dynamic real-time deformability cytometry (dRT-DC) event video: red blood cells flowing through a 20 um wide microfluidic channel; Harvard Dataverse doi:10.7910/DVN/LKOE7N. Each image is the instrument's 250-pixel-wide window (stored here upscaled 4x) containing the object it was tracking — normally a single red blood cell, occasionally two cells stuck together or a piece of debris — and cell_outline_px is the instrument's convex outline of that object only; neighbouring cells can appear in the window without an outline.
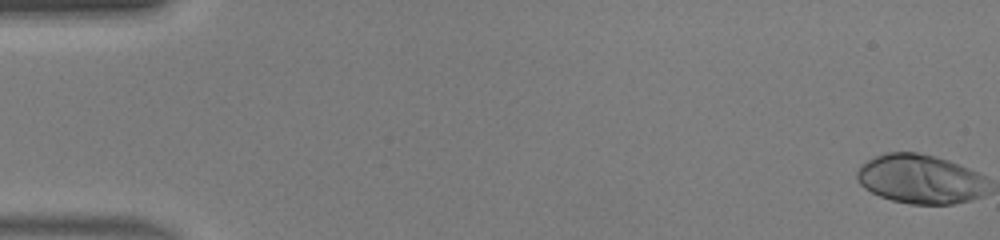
{"species": "human", "species_latin": "Homo sapiens", "temperature_condition": "warm", "stored_images_in_passage": 51, "camera_frame_rate_fps": 3000, "um_per_image_px": 0.085, "donor": {"sex": "male"}, "frame": {"image": 1, "passage_image": 1, "time_ms": 0.0, "image_size_px": [1000, 240], "cell_outline_px": [[968, 196], [960, 200], [944, 204], [920, 204], [896, 200], [884, 196], [868, 188], [860, 180], [860, 172], [872, 160], [880, 156], [896, 152], [908, 152], [928, 156], [940, 160], [948, 164]], "centroid_in_image_um": [77.59, 15.22], "position_along_channel_um": 7.4, "area_um2": 29.36}}
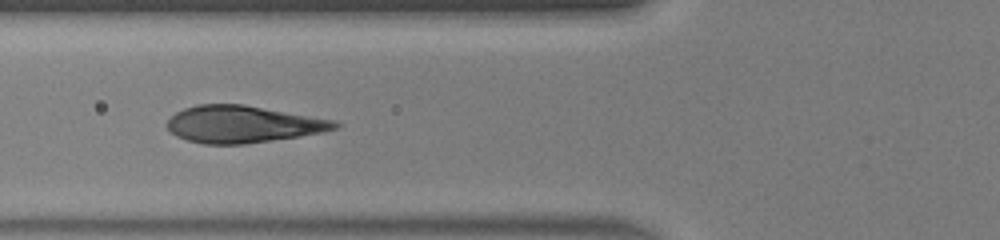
{"frame": {"image": 2, "passage_image": 20, "time_ms": 6.333, "image_size_px": [1000, 240], "cell_outline_px": [[336, 124], [332, 128], [292, 136], [236, 144], [212, 144], [192, 140], [180, 136], [168, 128], [168, 124], [180, 112], [188, 108], [204, 104], [236, 104], [320, 120]], "centroid_in_image_um": [20.42, 10.56], "position_along_channel_um": 105.4, "area_um2": 32.37}}
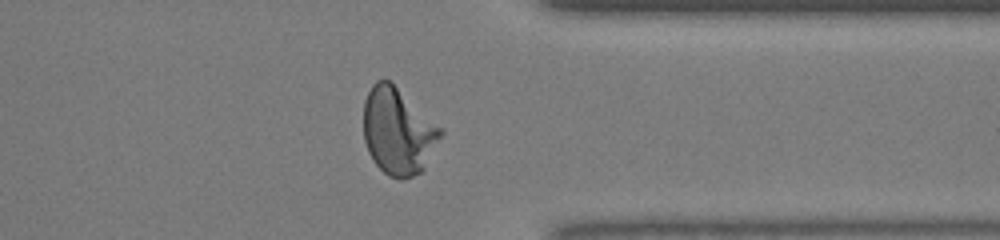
{"frame": {"image": 3, "passage_image": 40, "time_ms": 13.0, "image_size_px": [1000, 240], "cell_outline_px": [[440, 132], [420, 172], [408, 176], [392, 176], [384, 172], [376, 164], [368, 148], [364, 136], [364, 104], [368, 92], [380, 80], [388, 80]], "centroid_in_image_um": [33.71, 11.17], "position_along_channel_um": 377.7, "area_um2": 35.55}}